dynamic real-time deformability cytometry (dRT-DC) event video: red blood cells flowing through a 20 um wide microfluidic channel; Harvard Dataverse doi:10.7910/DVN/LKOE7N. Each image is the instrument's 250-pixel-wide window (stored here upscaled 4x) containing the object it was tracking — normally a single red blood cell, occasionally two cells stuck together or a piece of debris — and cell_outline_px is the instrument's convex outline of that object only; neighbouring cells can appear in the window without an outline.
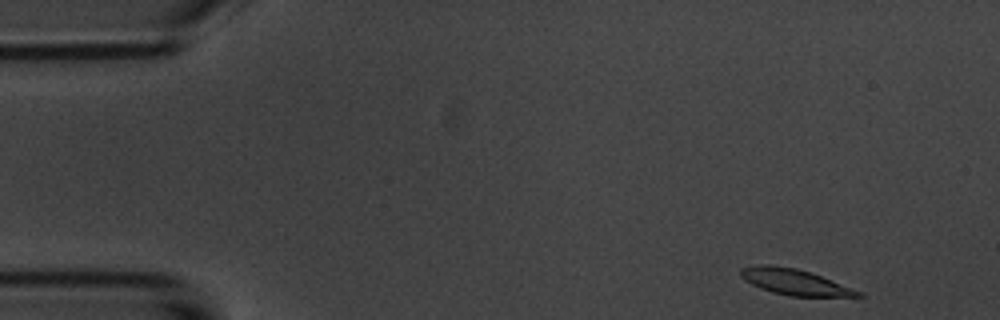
{"species": "common noctule bat (a hibernating species)", "species_latin": "Nyctalus noctula", "temperature_condition": "room temperature", "stored_images_in_passage": 4, "camera_frame_rate_fps": 3000, "um_per_image_px": 0.085, "animal": {"sex": "male", "body_mass_g": 20.1, "forearm_length_mm": 53.5}, "frame": {"image": 1, "passage_image": 1, "time_ms": 0.0, "image_size_px": [1000, 320], "cell_outline_px": [[864, 296], [788, 296], [772, 292], [760, 288], [744, 280], [740, 276], [740, 268], [760, 264], [768, 264], [796, 268], [820, 276], [864, 292]], "centroid_in_image_um": [67.52, 23.96], "position_along_channel_um": 17.5, "area_um2": 17.57}}